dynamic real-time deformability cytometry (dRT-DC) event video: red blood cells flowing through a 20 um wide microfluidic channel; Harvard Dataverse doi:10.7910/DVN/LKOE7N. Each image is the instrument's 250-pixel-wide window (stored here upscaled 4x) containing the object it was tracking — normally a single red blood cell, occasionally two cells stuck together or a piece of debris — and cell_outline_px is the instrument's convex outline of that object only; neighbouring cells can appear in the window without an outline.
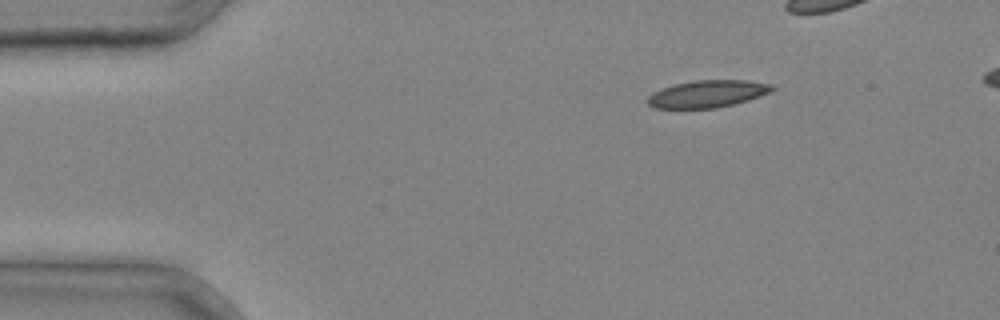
{"species": "common noctule bat (a hibernating species)", "species_latin": "Nyctalus noctula", "temperature_condition": "cold", "stored_images_in_passage": 3, "camera_frame_rate_fps": 3000, "um_per_image_px": 0.085, "animal": {"sex": "male", "body_mass_g": 20.4}, "frame": {"image": 1, "passage_image": 1, "time_ms": 0.0, "image_size_px": [1000, 320], "cell_outline_px": [[776, 88], [772, 92], [748, 100], [716, 108], [652, 108], [648, 104], [648, 96], [664, 88], [676, 84], [696, 80], [748, 80], [772, 84]], "centroid_in_image_um": [60.2, 7.97], "position_along_channel_um": 24.8, "area_um2": 19.59}}